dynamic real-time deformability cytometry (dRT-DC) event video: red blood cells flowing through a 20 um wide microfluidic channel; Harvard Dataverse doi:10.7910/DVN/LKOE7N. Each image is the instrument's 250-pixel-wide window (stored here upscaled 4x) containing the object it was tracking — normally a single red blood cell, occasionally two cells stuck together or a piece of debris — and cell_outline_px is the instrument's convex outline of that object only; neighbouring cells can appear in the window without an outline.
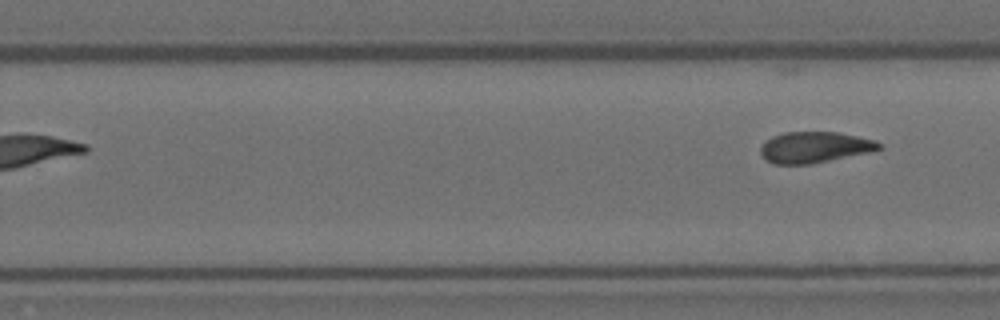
{"species": "Egyptian fruit bat (a non-hibernating species)", "species_latin": "Rousettus aegyptiacus", "temperature_condition": "room temperature", "stored_images_in_passage": 9, "segment_of_instrument_passage": [2, 2], "camera_frame_rate_fps": 3000, "um_per_image_px": 0.085, "animal": {"sex": "female"}, "frame": {"image": 1, "passage_image": 9, "time_ms": 2.667, "image_size_px": [1000, 320], "cell_outline_px": [[884, 148], [868, 152], [808, 164], [772, 164], [764, 160], [760, 152], [760, 148], [772, 136], [784, 132], [836, 132], [856, 136], [872, 140], [884, 144]], "centroid_in_image_um": [69.21, 12.52], "position_along_channel_um": 260.6, "area_um2": 21.21}}